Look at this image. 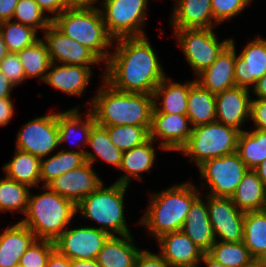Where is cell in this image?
I'll return each instance as SVG.
<instances>
[{
  "mask_svg": "<svg viewBox=\"0 0 266 267\" xmlns=\"http://www.w3.org/2000/svg\"><path fill=\"white\" fill-rule=\"evenodd\" d=\"M102 78L114 89L152 95L167 76L147 36L114 40Z\"/></svg>",
  "mask_w": 266,
  "mask_h": 267,
  "instance_id": "cell-1",
  "label": "cell"
},
{
  "mask_svg": "<svg viewBox=\"0 0 266 267\" xmlns=\"http://www.w3.org/2000/svg\"><path fill=\"white\" fill-rule=\"evenodd\" d=\"M102 80V86L90 101V110L96 124L102 127L151 126L154 109L152 95L122 92Z\"/></svg>",
  "mask_w": 266,
  "mask_h": 267,
  "instance_id": "cell-2",
  "label": "cell"
},
{
  "mask_svg": "<svg viewBox=\"0 0 266 267\" xmlns=\"http://www.w3.org/2000/svg\"><path fill=\"white\" fill-rule=\"evenodd\" d=\"M197 186L185 182L164 191L151 192L149 206L139 224L155 239L170 232L181 231L193 201L200 195Z\"/></svg>",
  "mask_w": 266,
  "mask_h": 267,
  "instance_id": "cell-3",
  "label": "cell"
},
{
  "mask_svg": "<svg viewBox=\"0 0 266 267\" xmlns=\"http://www.w3.org/2000/svg\"><path fill=\"white\" fill-rule=\"evenodd\" d=\"M65 36L91 50L102 62H108L114 39L108 34L100 8L71 5L52 20Z\"/></svg>",
  "mask_w": 266,
  "mask_h": 267,
  "instance_id": "cell-4",
  "label": "cell"
},
{
  "mask_svg": "<svg viewBox=\"0 0 266 267\" xmlns=\"http://www.w3.org/2000/svg\"><path fill=\"white\" fill-rule=\"evenodd\" d=\"M42 187L44 191L40 194L32 195L30 191L25 218L20 222L36 239L55 241L76 215V205L47 186Z\"/></svg>",
  "mask_w": 266,
  "mask_h": 267,
  "instance_id": "cell-5",
  "label": "cell"
},
{
  "mask_svg": "<svg viewBox=\"0 0 266 267\" xmlns=\"http://www.w3.org/2000/svg\"><path fill=\"white\" fill-rule=\"evenodd\" d=\"M128 186L114 182L105 187L104 182L76 205L82 217L101 225L100 230L110 236L131 234L124 218V195Z\"/></svg>",
  "mask_w": 266,
  "mask_h": 267,
  "instance_id": "cell-6",
  "label": "cell"
},
{
  "mask_svg": "<svg viewBox=\"0 0 266 267\" xmlns=\"http://www.w3.org/2000/svg\"><path fill=\"white\" fill-rule=\"evenodd\" d=\"M240 131L214 121L193 127L187 143L180 149L197 168L207 160L236 152Z\"/></svg>",
  "mask_w": 266,
  "mask_h": 267,
  "instance_id": "cell-7",
  "label": "cell"
},
{
  "mask_svg": "<svg viewBox=\"0 0 266 267\" xmlns=\"http://www.w3.org/2000/svg\"><path fill=\"white\" fill-rule=\"evenodd\" d=\"M149 0H103L100 11L106 30L114 39L145 36Z\"/></svg>",
  "mask_w": 266,
  "mask_h": 267,
  "instance_id": "cell-8",
  "label": "cell"
},
{
  "mask_svg": "<svg viewBox=\"0 0 266 267\" xmlns=\"http://www.w3.org/2000/svg\"><path fill=\"white\" fill-rule=\"evenodd\" d=\"M174 33L196 76L210 67L231 40L219 42L213 28L174 29Z\"/></svg>",
  "mask_w": 266,
  "mask_h": 267,
  "instance_id": "cell-9",
  "label": "cell"
},
{
  "mask_svg": "<svg viewBox=\"0 0 266 267\" xmlns=\"http://www.w3.org/2000/svg\"><path fill=\"white\" fill-rule=\"evenodd\" d=\"M198 169L205 181L203 188L213 197H231L248 171L236 152L207 160Z\"/></svg>",
  "mask_w": 266,
  "mask_h": 267,
  "instance_id": "cell-10",
  "label": "cell"
},
{
  "mask_svg": "<svg viewBox=\"0 0 266 267\" xmlns=\"http://www.w3.org/2000/svg\"><path fill=\"white\" fill-rule=\"evenodd\" d=\"M59 147L57 113L39 116L23 124L17 133L16 149L42 159Z\"/></svg>",
  "mask_w": 266,
  "mask_h": 267,
  "instance_id": "cell-11",
  "label": "cell"
},
{
  "mask_svg": "<svg viewBox=\"0 0 266 267\" xmlns=\"http://www.w3.org/2000/svg\"><path fill=\"white\" fill-rule=\"evenodd\" d=\"M207 196L209 220L215 238L220 242H241L244 239V214L231 197Z\"/></svg>",
  "mask_w": 266,
  "mask_h": 267,
  "instance_id": "cell-12",
  "label": "cell"
},
{
  "mask_svg": "<svg viewBox=\"0 0 266 267\" xmlns=\"http://www.w3.org/2000/svg\"><path fill=\"white\" fill-rule=\"evenodd\" d=\"M110 235L98 227L65 229L54 241L55 248L68 259H97Z\"/></svg>",
  "mask_w": 266,
  "mask_h": 267,
  "instance_id": "cell-13",
  "label": "cell"
},
{
  "mask_svg": "<svg viewBox=\"0 0 266 267\" xmlns=\"http://www.w3.org/2000/svg\"><path fill=\"white\" fill-rule=\"evenodd\" d=\"M43 33V40L47 45L51 62L86 67L102 64V61L91 50L65 36L52 23Z\"/></svg>",
  "mask_w": 266,
  "mask_h": 267,
  "instance_id": "cell-14",
  "label": "cell"
},
{
  "mask_svg": "<svg viewBox=\"0 0 266 267\" xmlns=\"http://www.w3.org/2000/svg\"><path fill=\"white\" fill-rule=\"evenodd\" d=\"M192 125L187 115L152 113L149 138L160 139L159 148L180 151L192 133Z\"/></svg>",
  "mask_w": 266,
  "mask_h": 267,
  "instance_id": "cell-15",
  "label": "cell"
},
{
  "mask_svg": "<svg viewBox=\"0 0 266 267\" xmlns=\"http://www.w3.org/2000/svg\"><path fill=\"white\" fill-rule=\"evenodd\" d=\"M103 183L87 161L50 181L46 186L77 205Z\"/></svg>",
  "mask_w": 266,
  "mask_h": 267,
  "instance_id": "cell-16",
  "label": "cell"
},
{
  "mask_svg": "<svg viewBox=\"0 0 266 267\" xmlns=\"http://www.w3.org/2000/svg\"><path fill=\"white\" fill-rule=\"evenodd\" d=\"M246 44L236 56L234 80L236 86L251 90L266 74V39L257 37Z\"/></svg>",
  "mask_w": 266,
  "mask_h": 267,
  "instance_id": "cell-17",
  "label": "cell"
},
{
  "mask_svg": "<svg viewBox=\"0 0 266 267\" xmlns=\"http://www.w3.org/2000/svg\"><path fill=\"white\" fill-rule=\"evenodd\" d=\"M250 89L234 86L215 94L216 121L242 132L244 122L250 118Z\"/></svg>",
  "mask_w": 266,
  "mask_h": 267,
  "instance_id": "cell-18",
  "label": "cell"
},
{
  "mask_svg": "<svg viewBox=\"0 0 266 267\" xmlns=\"http://www.w3.org/2000/svg\"><path fill=\"white\" fill-rule=\"evenodd\" d=\"M234 40L218 55L210 67L196 76V82L211 93L217 94L235 85V60L236 50Z\"/></svg>",
  "mask_w": 266,
  "mask_h": 267,
  "instance_id": "cell-19",
  "label": "cell"
},
{
  "mask_svg": "<svg viewBox=\"0 0 266 267\" xmlns=\"http://www.w3.org/2000/svg\"><path fill=\"white\" fill-rule=\"evenodd\" d=\"M157 242L159 254L172 267H198L205 254L182 230L161 235Z\"/></svg>",
  "mask_w": 266,
  "mask_h": 267,
  "instance_id": "cell-20",
  "label": "cell"
},
{
  "mask_svg": "<svg viewBox=\"0 0 266 267\" xmlns=\"http://www.w3.org/2000/svg\"><path fill=\"white\" fill-rule=\"evenodd\" d=\"M171 13L173 29L214 28L218 25L213 18L211 0H176Z\"/></svg>",
  "mask_w": 266,
  "mask_h": 267,
  "instance_id": "cell-21",
  "label": "cell"
},
{
  "mask_svg": "<svg viewBox=\"0 0 266 267\" xmlns=\"http://www.w3.org/2000/svg\"><path fill=\"white\" fill-rule=\"evenodd\" d=\"M91 76V67L51 62L44 83L69 95L82 96Z\"/></svg>",
  "mask_w": 266,
  "mask_h": 267,
  "instance_id": "cell-22",
  "label": "cell"
},
{
  "mask_svg": "<svg viewBox=\"0 0 266 267\" xmlns=\"http://www.w3.org/2000/svg\"><path fill=\"white\" fill-rule=\"evenodd\" d=\"M182 231L205 254L215 243L216 238L209 220L207 201H203L200 195L191 204Z\"/></svg>",
  "mask_w": 266,
  "mask_h": 267,
  "instance_id": "cell-23",
  "label": "cell"
},
{
  "mask_svg": "<svg viewBox=\"0 0 266 267\" xmlns=\"http://www.w3.org/2000/svg\"><path fill=\"white\" fill-rule=\"evenodd\" d=\"M195 81H185L181 84L173 82L168 76L165 77L152 94L154 103L152 113L186 115L189 90ZM159 102L162 105H158Z\"/></svg>",
  "mask_w": 266,
  "mask_h": 267,
  "instance_id": "cell-24",
  "label": "cell"
},
{
  "mask_svg": "<svg viewBox=\"0 0 266 267\" xmlns=\"http://www.w3.org/2000/svg\"><path fill=\"white\" fill-rule=\"evenodd\" d=\"M36 239L34 233L20 221L7 226L0 234V267H13Z\"/></svg>",
  "mask_w": 266,
  "mask_h": 267,
  "instance_id": "cell-25",
  "label": "cell"
},
{
  "mask_svg": "<svg viewBox=\"0 0 266 267\" xmlns=\"http://www.w3.org/2000/svg\"><path fill=\"white\" fill-rule=\"evenodd\" d=\"M133 235L110 236L97 256L101 267H135L141 250L134 245Z\"/></svg>",
  "mask_w": 266,
  "mask_h": 267,
  "instance_id": "cell-26",
  "label": "cell"
},
{
  "mask_svg": "<svg viewBox=\"0 0 266 267\" xmlns=\"http://www.w3.org/2000/svg\"><path fill=\"white\" fill-rule=\"evenodd\" d=\"M153 142L154 140L149 138L143 144L123 152L121 166L118 170L125 173L116 180V183L129 186L132 178H142L140 173L145 171L150 174L157 153Z\"/></svg>",
  "mask_w": 266,
  "mask_h": 267,
  "instance_id": "cell-27",
  "label": "cell"
},
{
  "mask_svg": "<svg viewBox=\"0 0 266 267\" xmlns=\"http://www.w3.org/2000/svg\"><path fill=\"white\" fill-rule=\"evenodd\" d=\"M231 199L243 212L265 210L266 187L254 170L244 174Z\"/></svg>",
  "mask_w": 266,
  "mask_h": 267,
  "instance_id": "cell-28",
  "label": "cell"
},
{
  "mask_svg": "<svg viewBox=\"0 0 266 267\" xmlns=\"http://www.w3.org/2000/svg\"><path fill=\"white\" fill-rule=\"evenodd\" d=\"M192 127L216 121V97L196 81L191 85L187 99V114Z\"/></svg>",
  "mask_w": 266,
  "mask_h": 267,
  "instance_id": "cell-29",
  "label": "cell"
},
{
  "mask_svg": "<svg viewBox=\"0 0 266 267\" xmlns=\"http://www.w3.org/2000/svg\"><path fill=\"white\" fill-rule=\"evenodd\" d=\"M40 166V158L31 153L15 149L13 159L3 166V170L6 177L33 189L41 181Z\"/></svg>",
  "mask_w": 266,
  "mask_h": 267,
  "instance_id": "cell-30",
  "label": "cell"
},
{
  "mask_svg": "<svg viewBox=\"0 0 266 267\" xmlns=\"http://www.w3.org/2000/svg\"><path fill=\"white\" fill-rule=\"evenodd\" d=\"M85 118L80 116L79 106L57 112V121L59 129V145L71 139V136L80 131V141L76 145L88 144L92 127L96 124L95 118L89 109ZM84 140V141H82Z\"/></svg>",
  "mask_w": 266,
  "mask_h": 267,
  "instance_id": "cell-31",
  "label": "cell"
},
{
  "mask_svg": "<svg viewBox=\"0 0 266 267\" xmlns=\"http://www.w3.org/2000/svg\"><path fill=\"white\" fill-rule=\"evenodd\" d=\"M87 145L95 152L85 151V159L88 163L92 165L100 158L116 169L120 168L123 152L111 141L105 127L95 124L91 129Z\"/></svg>",
  "mask_w": 266,
  "mask_h": 267,
  "instance_id": "cell-32",
  "label": "cell"
},
{
  "mask_svg": "<svg viewBox=\"0 0 266 267\" xmlns=\"http://www.w3.org/2000/svg\"><path fill=\"white\" fill-rule=\"evenodd\" d=\"M85 151L86 149L84 150V148L80 149V151L62 149L51 157L42 158L40 166L42 186H46L58 176L83 165L86 162Z\"/></svg>",
  "mask_w": 266,
  "mask_h": 267,
  "instance_id": "cell-33",
  "label": "cell"
},
{
  "mask_svg": "<svg viewBox=\"0 0 266 267\" xmlns=\"http://www.w3.org/2000/svg\"><path fill=\"white\" fill-rule=\"evenodd\" d=\"M244 245L250 255L259 261L266 253V211H250L244 214Z\"/></svg>",
  "mask_w": 266,
  "mask_h": 267,
  "instance_id": "cell-34",
  "label": "cell"
},
{
  "mask_svg": "<svg viewBox=\"0 0 266 267\" xmlns=\"http://www.w3.org/2000/svg\"><path fill=\"white\" fill-rule=\"evenodd\" d=\"M236 153L248 170L256 169L266 159V131H242L238 137Z\"/></svg>",
  "mask_w": 266,
  "mask_h": 267,
  "instance_id": "cell-35",
  "label": "cell"
},
{
  "mask_svg": "<svg viewBox=\"0 0 266 267\" xmlns=\"http://www.w3.org/2000/svg\"><path fill=\"white\" fill-rule=\"evenodd\" d=\"M17 53L23 65L25 80L38 77L39 80L44 82L51 64L45 41L40 38L34 44Z\"/></svg>",
  "mask_w": 266,
  "mask_h": 267,
  "instance_id": "cell-36",
  "label": "cell"
},
{
  "mask_svg": "<svg viewBox=\"0 0 266 267\" xmlns=\"http://www.w3.org/2000/svg\"><path fill=\"white\" fill-rule=\"evenodd\" d=\"M206 254L225 267H250L256 262L243 241L220 242L217 239Z\"/></svg>",
  "mask_w": 266,
  "mask_h": 267,
  "instance_id": "cell-37",
  "label": "cell"
},
{
  "mask_svg": "<svg viewBox=\"0 0 266 267\" xmlns=\"http://www.w3.org/2000/svg\"><path fill=\"white\" fill-rule=\"evenodd\" d=\"M30 187L6 176L0 179V211H18L25 214Z\"/></svg>",
  "mask_w": 266,
  "mask_h": 267,
  "instance_id": "cell-38",
  "label": "cell"
},
{
  "mask_svg": "<svg viewBox=\"0 0 266 267\" xmlns=\"http://www.w3.org/2000/svg\"><path fill=\"white\" fill-rule=\"evenodd\" d=\"M0 33L7 52L12 53H17L40 39L36 29L11 20L1 23Z\"/></svg>",
  "mask_w": 266,
  "mask_h": 267,
  "instance_id": "cell-39",
  "label": "cell"
},
{
  "mask_svg": "<svg viewBox=\"0 0 266 267\" xmlns=\"http://www.w3.org/2000/svg\"><path fill=\"white\" fill-rule=\"evenodd\" d=\"M111 141L122 152L139 146L149 139L150 127L130 126H109L105 127Z\"/></svg>",
  "mask_w": 266,
  "mask_h": 267,
  "instance_id": "cell-40",
  "label": "cell"
},
{
  "mask_svg": "<svg viewBox=\"0 0 266 267\" xmlns=\"http://www.w3.org/2000/svg\"><path fill=\"white\" fill-rule=\"evenodd\" d=\"M39 7L35 0H19L13 13L15 22L44 31L52 19Z\"/></svg>",
  "mask_w": 266,
  "mask_h": 267,
  "instance_id": "cell-41",
  "label": "cell"
},
{
  "mask_svg": "<svg viewBox=\"0 0 266 267\" xmlns=\"http://www.w3.org/2000/svg\"><path fill=\"white\" fill-rule=\"evenodd\" d=\"M55 242L35 239L20 258L23 267H46L50 254L55 250Z\"/></svg>",
  "mask_w": 266,
  "mask_h": 267,
  "instance_id": "cell-42",
  "label": "cell"
},
{
  "mask_svg": "<svg viewBox=\"0 0 266 267\" xmlns=\"http://www.w3.org/2000/svg\"><path fill=\"white\" fill-rule=\"evenodd\" d=\"M253 0H211L214 21L220 25L236 15H239Z\"/></svg>",
  "mask_w": 266,
  "mask_h": 267,
  "instance_id": "cell-43",
  "label": "cell"
},
{
  "mask_svg": "<svg viewBox=\"0 0 266 267\" xmlns=\"http://www.w3.org/2000/svg\"><path fill=\"white\" fill-rule=\"evenodd\" d=\"M0 71L14 87L25 81V73L18 53L8 52L0 62Z\"/></svg>",
  "mask_w": 266,
  "mask_h": 267,
  "instance_id": "cell-44",
  "label": "cell"
},
{
  "mask_svg": "<svg viewBox=\"0 0 266 267\" xmlns=\"http://www.w3.org/2000/svg\"><path fill=\"white\" fill-rule=\"evenodd\" d=\"M250 119L254 129L266 131V99H251Z\"/></svg>",
  "mask_w": 266,
  "mask_h": 267,
  "instance_id": "cell-45",
  "label": "cell"
},
{
  "mask_svg": "<svg viewBox=\"0 0 266 267\" xmlns=\"http://www.w3.org/2000/svg\"><path fill=\"white\" fill-rule=\"evenodd\" d=\"M135 267H172L159 253L142 249L139 253Z\"/></svg>",
  "mask_w": 266,
  "mask_h": 267,
  "instance_id": "cell-46",
  "label": "cell"
},
{
  "mask_svg": "<svg viewBox=\"0 0 266 267\" xmlns=\"http://www.w3.org/2000/svg\"><path fill=\"white\" fill-rule=\"evenodd\" d=\"M39 7L47 13H52L50 18L53 20L56 16L60 15L65 9L70 7V0H35Z\"/></svg>",
  "mask_w": 266,
  "mask_h": 267,
  "instance_id": "cell-47",
  "label": "cell"
},
{
  "mask_svg": "<svg viewBox=\"0 0 266 267\" xmlns=\"http://www.w3.org/2000/svg\"><path fill=\"white\" fill-rule=\"evenodd\" d=\"M11 98L0 99V126H5L13 117L14 106Z\"/></svg>",
  "mask_w": 266,
  "mask_h": 267,
  "instance_id": "cell-48",
  "label": "cell"
},
{
  "mask_svg": "<svg viewBox=\"0 0 266 267\" xmlns=\"http://www.w3.org/2000/svg\"><path fill=\"white\" fill-rule=\"evenodd\" d=\"M19 0H0V21H9Z\"/></svg>",
  "mask_w": 266,
  "mask_h": 267,
  "instance_id": "cell-49",
  "label": "cell"
},
{
  "mask_svg": "<svg viewBox=\"0 0 266 267\" xmlns=\"http://www.w3.org/2000/svg\"><path fill=\"white\" fill-rule=\"evenodd\" d=\"M46 267H71V260L55 249L50 254Z\"/></svg>",
  "mask_w": 266,
  "mask_h": 267,
  "instance_id": "cell-50",
  "label": "cell"
},
{
  "mask_svg": "<svg viewBox=\"0 0 266 267\" xmlns=\"http://www.w3.org/2000/svg\"><path fill=\"white\" fill-rule=\"evenodd\" d=\"M14 89L12 83L8 78L0 71V99L12 98L11 91Z\"/></svg>",
  "mask_w": 266,
  "mask_h": 267,
  "instance_id": "cell-51",
  "label": "cell"
},
{
  "mask_svg": "<svg viewBox=\"0 0 266 267\" xmlns=\"http://www.w3.org/2000/svg\"><path fill=\"white\" fill-rule=\"evenodd\" d=\"M253 92L257 96L255 99H266V74L256 82Z\"/></svg>",
  "mask_w": 266,
  "mask_h": 267,
  "instance_id": "cell-52",
  "label": "cell"
},
{
  "mask_svg": "<svg viewBox=\"0 0 266 267\" xmlns=\"http://www.w3.org/2000/svg\"><path fill=\"white\" fill-rule=\"evenodd\" d=\"M71 267H101L97 259H73Z\"/></svg>",
  "mask_w": 266,
  "mask_h": 267,
  "instance_id": "cell-53",
  "label": "cell"
},
{
  "mask_svg": "<svg viewBox=\"0 0 266 267\" xmlns=\"http://www.w3.org/2000/svg\"><path fill=\"white\" fill-rule=\"evenodd\" d=\"M254 171L266 187V159Z\"/></svg>",
  "mask_w": 266,
  "mask_h": 267,
  "instance_id": "cell-54",
  "label": "cell"
},
{
  "mask_svg": "<svg viewBox=\"0 0 266 267\" xmlns=\"http://www.w3.org/2000/svg\"><path fill=\"white\" fill-rule=\"evenodd\" d=\"M201 262L206 264L207 267H225L223 264L215 262L207 254H204L202 256V259L200 260L199 265H200Z\"/></svg>",
  "mask_w": 266,
  "mask_h": 267,
  "instance_id": "cell-55",
  "label": "cell"
},
{
  "mask_svg": "<svg viewBox=\"0 0 266 267\" xmlns=\"http://www.w3.org/2000/svg\"><path fill=\"white\" fill-rule=\"evenodd\" d=\"M72 5L94 6L98 0H70Z\"/></svg>",
  "mask_w": 266,
  "mask_h": 267,
  "instance_id": "cell-56",
  "label": "cell"
},
{
  "mask_svg": "<svg viewBox=\"0 0 266 267\" xmlns=\"http://www.w3.org/2000/svg\"><path fill=\"white\" fill-rule=\"evenodd\" d=\"M7 49L5 46V43L3 41L2 35L0 33V62L3 60V58L5 57V55L7 54Z\"/></svg>",
  "mask_w": 266,
  "mask_h": 267,
  "instance_id": "cell-57",
  "label": "cell"
},
{
  "mask_svg": "<svg viewBox=\"0 0 266 267\" xmlns=\"http://www.w3.org/2000/svg\"><path fill=\"white\" fill-rule=\"evenodd\" d=\"M263 267H266V253L265 255L258 261Z\"/></svg>",
  "mask_w": 266,
  "mask_h": 267,
  "instance_id": "cell-58",
  "label": "cell"
},
{
  "mask_svg": "<svg viewBox=\"0 0 266 267\" xmlns=\"http://www.w3.org/2000/svg\"><path fill=\"white\" fill-rule=\"evenodd\" d=\"M250 267H263V266L258 261H256Z\"/></svg>",
  "mask_w": 266,
  "mask_h": 267,
  "instance_id": "cell-59",
  "label": "cell"
},
{
  "mask_svg": "<svg viewBox=\"0 0 266 267\" xmlns=\"http://www.w3.org/2000/svg\"><path fill=\"white\" fill-rule=\"evenodd\" d=\"M13 267H23L20 263L16 264L15 266Z\"/></svg>",
  "mask_w": 266,
  "mask_h": 267,
  "instance_id": "cell-60",
  "label": "cell"
}]
</instances>
